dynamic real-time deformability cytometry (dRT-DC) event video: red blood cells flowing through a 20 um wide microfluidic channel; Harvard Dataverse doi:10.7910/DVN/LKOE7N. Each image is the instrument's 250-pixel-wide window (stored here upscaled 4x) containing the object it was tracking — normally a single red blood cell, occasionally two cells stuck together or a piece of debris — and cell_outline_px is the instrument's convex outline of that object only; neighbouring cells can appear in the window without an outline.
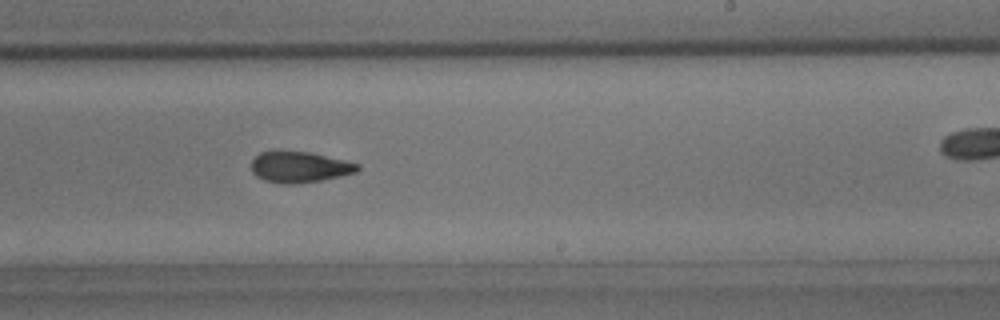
{"species": "common noctule bat (a hibernating species)", "species_latin": "Nyctalus noctula", "temperature_condition": "room temperature", "stored_images_in_passage": 37, "camera_frame_rate_fps": 3000, "um_per_image_px": 0.085, "animal": {"sex": "male", "body_mass_g": 15.6}, "frame": {"image": 1, "passage_image": 27, "time_ms": 8.667, "image_size_px": [1000, 320], "cell_outline_px": [[360, 168], [356, 172], [340, 176], [320, 180], [292, 184], [280, 184], [264, 180], [256, 176], [252, 172], [252, 160], [260, 152], [276, 148], [308, 152], [344, 160], [360, 164]], "centroid_in_image_um": [25.4, 14.16], "position_along_channel_um": 263.6, "area_um2": 19.54}}